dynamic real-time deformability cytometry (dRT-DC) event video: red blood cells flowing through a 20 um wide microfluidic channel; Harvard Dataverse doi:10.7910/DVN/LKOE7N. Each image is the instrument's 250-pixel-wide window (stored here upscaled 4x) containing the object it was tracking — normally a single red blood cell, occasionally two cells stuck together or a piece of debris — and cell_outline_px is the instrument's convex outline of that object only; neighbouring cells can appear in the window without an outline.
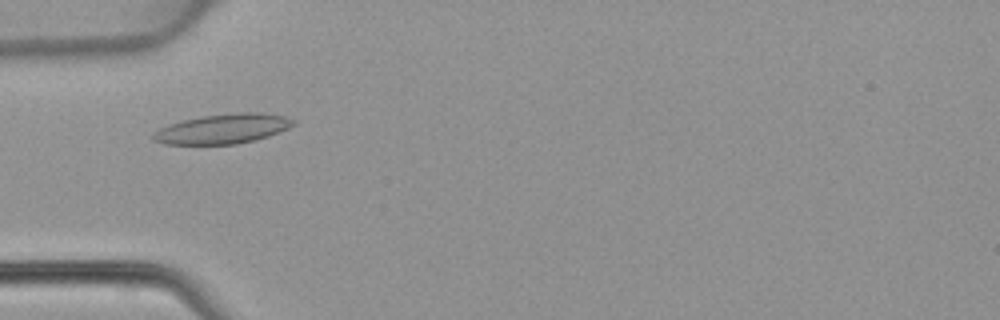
{"species": "common noctule bat (a hibernating species)", "species_latin": "Nyctalus noctula", "temperature_condition": "warm", "stored_images_in_passage": 44, "camera_frame_rate_fps": 3000, "um_per_image_px": 0.085, "animal": {"sex": "female", "body_mass_g": 22.7, "forearm_length_mm": 54.2}, "frame": {"image": 1, "passage_image": 12, "time_ms": 3.667, "image_size_px": [1000, 320], "cell_outline_px": [[296, 124], [288, 128], [268, 136], [256, 140], [236, 144], [164, 144], [152, 140], [152, 132], [168, 124], [184, 120], [204, 116], [240, 112], [260, 112], [284, 116], [296, 120]], "centroid_in_image_um": [18.94, 10.95], "position_along_channel_um": 66.1, "area_um2": 24.28}}
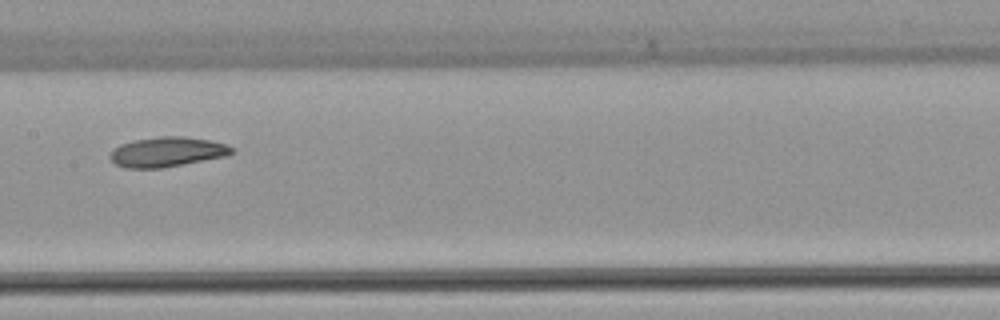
{"frame": {"image": 2, "passage_image": 21, "time_ms": 6.667, "image_size_px": [1000, 320], "cell_outline_px": [[236, 152], [228, 156], [160, 168], [124, 168], [116, 164], [108, 156], [120, 144], [136, 140], [160, 136], [184, 136], [208, 140], [228, 144], [236, 148]], "centroid_in_image_um": [14.28, 12.91], "position_along_channel_um": 193.1, "area_um2": 21.21}}
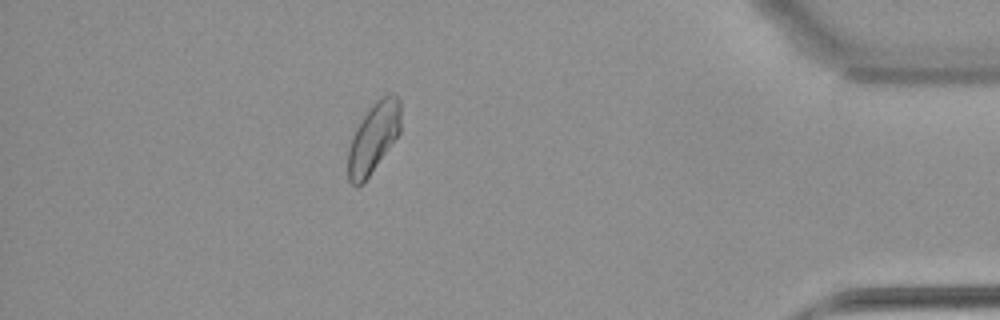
{"frame": {"image": 3, "passage_image": 39, "time_ms": 12.667, "image_size_px": [1000, 320], "cell_outline_px": [[400, 132], [368, 176], [356, 188], [348, 180], [348, 148], [352, 136], [356, 128], [364, 116], [376, 100], [380, 96], [388, 92], [392, 92], [400, 100]], "centroid_in_image_um": [31.74, 11.67], "position_along_channel_um": 403.5, "area_um2": 21.21}}